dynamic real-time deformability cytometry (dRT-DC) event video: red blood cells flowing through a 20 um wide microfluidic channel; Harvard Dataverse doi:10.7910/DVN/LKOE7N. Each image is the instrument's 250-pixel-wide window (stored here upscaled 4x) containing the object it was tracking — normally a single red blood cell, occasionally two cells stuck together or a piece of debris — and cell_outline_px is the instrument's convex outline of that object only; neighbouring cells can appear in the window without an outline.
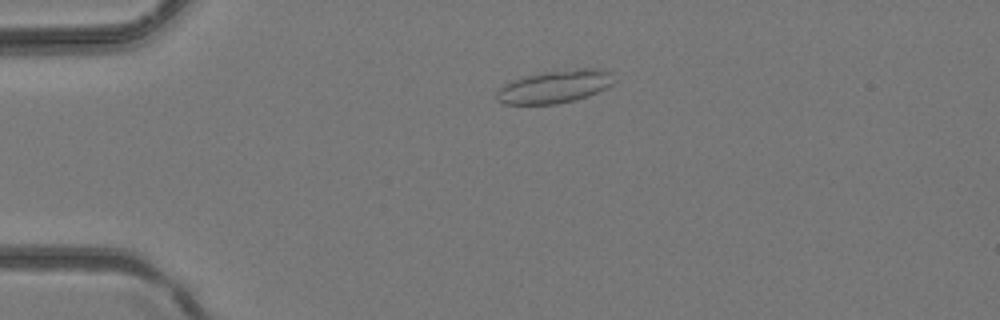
{"species": "common noctule bat (a hibernating species)", "species_latin": "Nyctalus noctula", "temperature_condition": "room temperature", "stored_images_in_passage": 41, "camera_frame_rate_fps": 3000, "um_per_image_px": 0.085, "animal": {"sex": "female", "body_mass_g": 24.6, "forearm_length_mm": 56.2}, "frame": {"image": 1, "passage_image": 9, "time_ms": 2.667, "image_size_px": [1000, 320], "cell_outline_px": [[612, 84], [588, 96], [576, 100], [556, 104], [504, 104], [496, 100], [496, 92], [504, 84], [512, 80], [524, 76], [544, 72], [576, 68], [596, 68], [608, 72]], "centroid_in_image_um": [47.07, 7.37], "position_along_channel_um": 37.9, "area_um2": 22.2}}
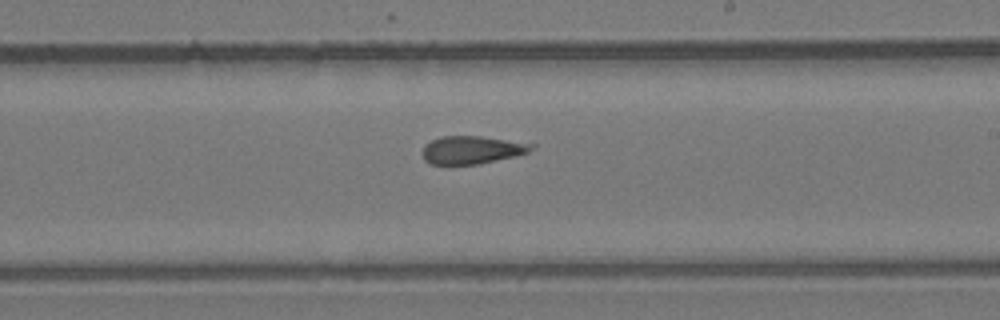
{"frame": {"image": 2, "passage_image": 24, "time_ms": 7.667, "image_size_px": [1000, 320], "cell_outline_px": [[536, 144], [528, 152], [480, 164], [432, 164], [424, 160], [424, 144], [440, 136], [480, 136]], "centroid_in_image_um": [40.09, 12.73], "position_along_channel_um": 248.9, "area_um2": 17.46}}
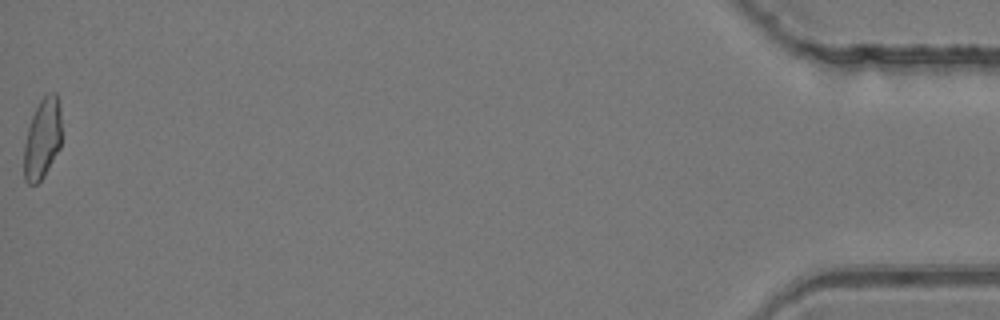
{"frame": {"image": 3, "passage_image": 41, "time_ms": 13.333, "image_size_px": [1000, 320], "cell_outline_px": [[60, 148], [44, 176], [36, 184], [28, 184], [24, 180], [24, 144], [28, 128], [32, 116], [40, 100], [48, 92], [56, 92], [60, 108]], "centroid_in_image_um": [3.59, 11.79], "position_along_channel_um": 431.6, "area_um2": 17.57}}